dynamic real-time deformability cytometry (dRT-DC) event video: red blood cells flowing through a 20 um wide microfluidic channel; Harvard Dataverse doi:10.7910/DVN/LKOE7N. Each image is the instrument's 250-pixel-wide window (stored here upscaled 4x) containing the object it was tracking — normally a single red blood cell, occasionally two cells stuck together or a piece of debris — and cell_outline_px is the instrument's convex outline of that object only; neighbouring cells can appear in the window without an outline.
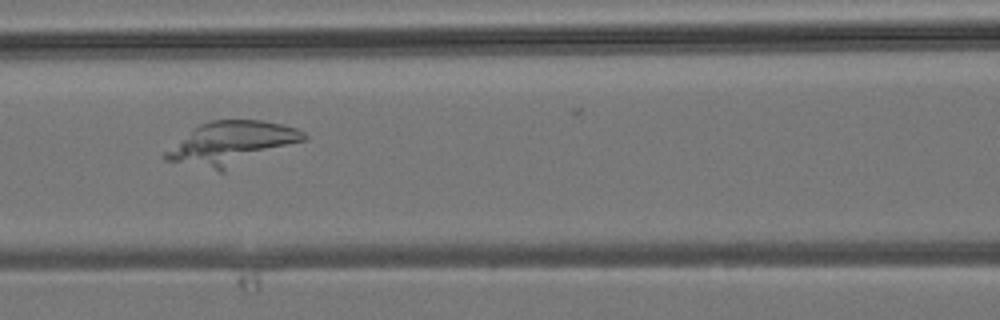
{"species": "common noctule bat (a hibernating species)", "species_latin": "Nyctalus noctula", "temperature_condition": "room temperature", "stored_images_in_passage": 35, "camera_frame_rate_fps": 3000, "um_per_image_px": 0.085, "animal": {"sex": "male", "body_mass_g": 19.2, "forearm_length_mm": 51.8}, "frame": {"image": 1, "passage_image": 9, "time_ms": 2.667, "image_size_px": [1000, 320], "cell_outline_px": [[308, 140], [224, 172], [220, 172], [164, 160], [160, 156], [164, 152], [200, 124], [212, 120], [264, 120], [296, 128], [304, 132], [308, 136]], "centroid_in_image_um": [19.73, 12.21], "position_along_channel_um": 146.9, "area_um2": 35.32}}
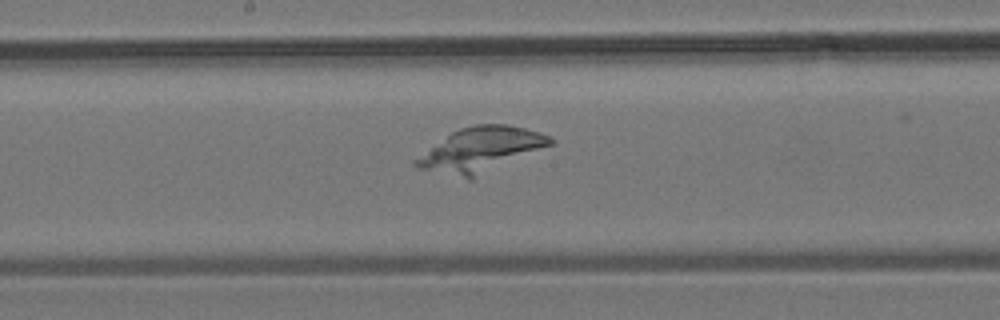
{"frame": {"image": 2, "passage_image": 13, "time_ms": 4.0, "image_size_px": [1000, 320], "cell_outline_px": [[556, 140], [552, 144], [472, 180], [468, 180], [416, 168], [412, 164], [412, 160], [452, 132], [460, 128], [476, 124], [508, 124], [540, 132]], "centroid_in_image_um": [40.84, 12.74], "position_along_channel_um": 207.4, "area_um2": 34.85}}
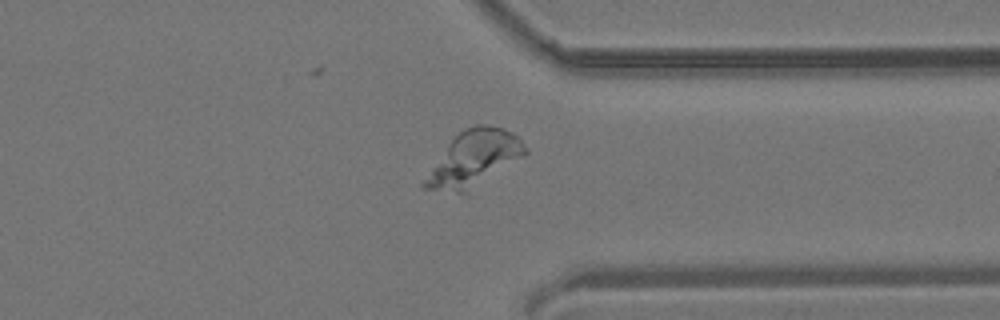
{"frame": {"image": 3, "passage_image": 24, "time_ms": 7.667, "image_size_px": [1000, 320], "cell_outline_px": [[528, 152], [524, 156], [460, 192], [456, 192], [424, 188], [420, 184], [448, 144], [464, 128], [476, 124], [488, 124], [504, 128], [512, 132], [528, 148]], "centroid_in_image_um": [40.28, 13.4], "position_along_channel_um": 371.1, "area_um2": 30.92}}